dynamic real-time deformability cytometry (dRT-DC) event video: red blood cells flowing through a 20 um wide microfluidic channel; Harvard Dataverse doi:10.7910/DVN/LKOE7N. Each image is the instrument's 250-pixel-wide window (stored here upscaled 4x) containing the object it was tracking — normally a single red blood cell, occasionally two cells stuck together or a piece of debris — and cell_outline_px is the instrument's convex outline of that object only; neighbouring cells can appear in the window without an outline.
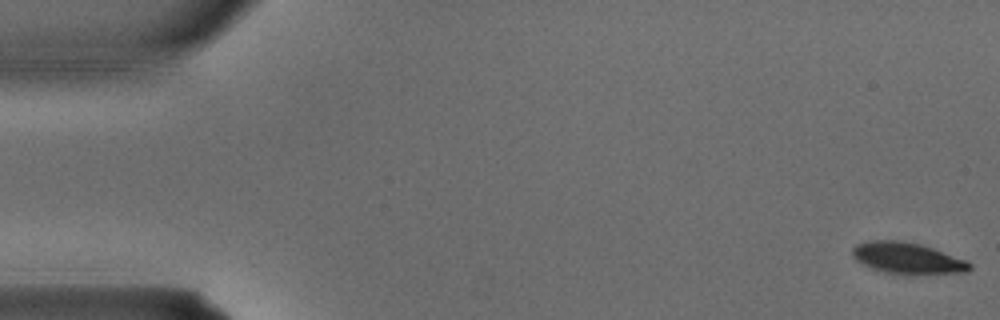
{"species": "common noctule bat (a hibernating species)", "species_latin": "Nyctalus noctula", "temperature_condition": "warm", "stored_images_in_passage": 4, "camera_frame_rate_fps": 3000, "um_per_image_px": 0.085, "animal": {"sex": "male", "body_mass_g": 15.6}, "frame": {"image": 1, "passage_image": 1, "time_ms": 0.0, "image_size_px": [1000, 320], "cell_outline_px": [[972, 268], [968, 272], [884, 272], [872, 268], [856, 260], [852, 256], [852, 248], [856, 244], [868, 240], [900, 240], [920, 244], [968, 260], [972, 264]], "centroid_in_image_um": [77.1, 21.89], "position_along_channel_um": 7.9, "area_um2": 20.75}}
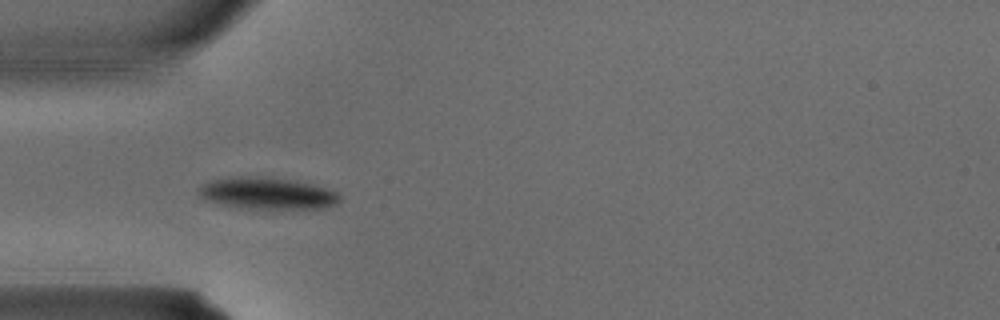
{"frame": {"image": 2, "passage_image": 4, "time_ms": 1.0, "image_size_px": [1000, 320], "cell_outline_px": [[340, 200], [336, 204], [324, 208], [248, 208], [220, 204], [208, 200], [200, 196], [196, 192], [196, 188], [212, 180], [240, 176], [264, 176], [300, 180], [328, 188], [336, 192], [340, 196]], "centroid_in_image_um": [22.74, 16.41], "position_along_channel_um": 62.3, "area_um2": 26.24}}